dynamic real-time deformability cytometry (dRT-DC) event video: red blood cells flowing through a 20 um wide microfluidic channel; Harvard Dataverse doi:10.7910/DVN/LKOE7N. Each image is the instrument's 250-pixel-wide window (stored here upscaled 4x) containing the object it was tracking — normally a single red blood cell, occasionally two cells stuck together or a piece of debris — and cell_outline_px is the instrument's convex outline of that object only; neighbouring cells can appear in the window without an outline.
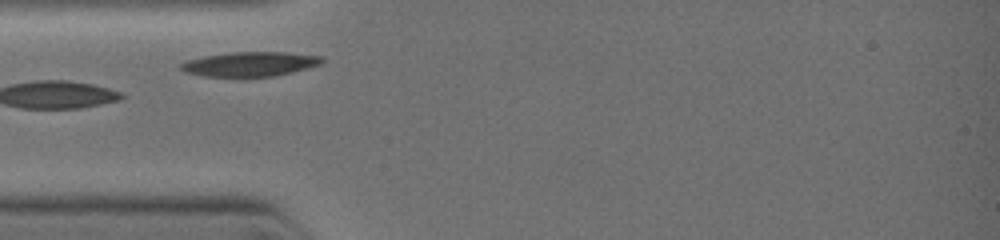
{"species": "common noctule bat (a hibernating species)", "species_latin": "Nyctalus noctula", "temperature_condition": "warm", "stored_images_in_passage": 34, "camera_frame_rate_fps": 3000, "um_per_image_px": 0.085, "animal": {"sex": "female", "body_mass_g": 19.0, "forearm_length_mm": 51.5}, "frame": {"image": 1, "passage_image": 1, "time_ms": 0.0, "image_size_px": [1000, 240], "cell_outline_px": [[324, 60], [320, 64], [308, 68], [276, 76], [208, 76], [188, 72], [180, 68], [180, 64], [188, 60], [204, 56], [232, 52], [284, 52], [324, 56]], "centroid_in_image_um": [21.32, 5.43], "position_along_channel_um": 63.7, "area_um2": 19.88}}
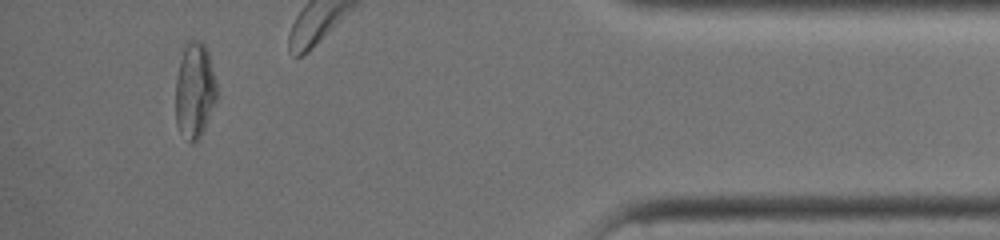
{"frame": {"image": 2, "passage_image": 31, "time_ms": 7.0, "image_size_px": [1000, 240], "cell_outline_px": [[216, 100], [200, 140], [192, 144], [176, 124], [176, 76], [180, 60], [184, 48], [188, 40], [200, 40], [204, 44], [208, 52], [216, 80]], "centroid_in_image_um": [16.55, 7.68], "position_along_channel_um": 418.6, "area_um2": 22.89}}